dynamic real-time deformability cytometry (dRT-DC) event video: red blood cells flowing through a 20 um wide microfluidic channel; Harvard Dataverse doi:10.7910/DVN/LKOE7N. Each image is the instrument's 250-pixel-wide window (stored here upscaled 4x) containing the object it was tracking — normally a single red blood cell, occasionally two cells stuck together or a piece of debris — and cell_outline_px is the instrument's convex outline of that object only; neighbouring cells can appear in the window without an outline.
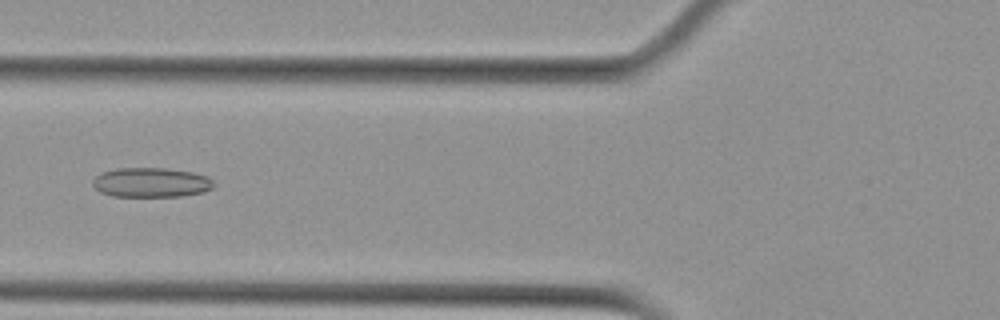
{"species": "Egyptian fruit bat (a non-hibernating species)", "species_latin": "Rousettus aegyptiacus", "temperature_condition": "cold", "stored_images_in_passage": 5, "camera_frame_rate_fps": 3000, "um_per_image_px": 0.085, "animal": {"sex": "female"}, "frame": {"image": 1, "passage_image": 5, "time_ms": 5.667, "image_size_px": [1000, 320], "cell_outline_px": [[216, 184], [212, 188], [204, 192], [180, 196], [112, 196], [100, 192], [92, 184], [92, 180], [100, 172], [116, 168], [164, 168], [192, 172], [208, 176]], "centroid_in_image_um": [12.84, 15.5], "position_along_channel_um": 113.0, "area_um2": 20.98}}